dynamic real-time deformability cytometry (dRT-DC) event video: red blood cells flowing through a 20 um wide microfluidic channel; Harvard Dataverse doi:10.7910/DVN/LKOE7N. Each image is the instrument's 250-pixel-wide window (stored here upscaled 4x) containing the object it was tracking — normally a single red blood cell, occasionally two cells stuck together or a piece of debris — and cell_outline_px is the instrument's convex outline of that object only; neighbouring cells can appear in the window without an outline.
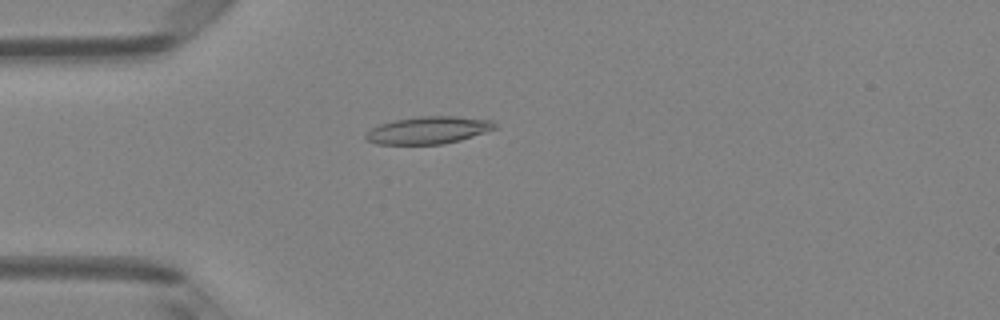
{"species": "Egyptian fruit bat (a non-hibernating species)", "species_latin": "Rousettus aegyptiacus", "temperature_condition": "room temperature", "stored_images_in_passage": 5, "camera_frame_rate_fps": 3000, "um_per_image_px": 0.085, "animal": {"sex": "female"}, "frame": {"image": 1, "passage_image": 5, "time_ms": 1.333, "image_size_px": [1000, 320], "cell_outline_px": [[496, 128], [460, 140], [444, 144], [376, 144], [368, 140], [364, 136], [364, 132], [380, 124], [392, 120], [420, 116], [456, 116], [492, 120], [496, 124]], "centroid_in_image_um": [36.37, 11.06], "position_along_channel_um": 48.6, "area_um2": 20.58}}